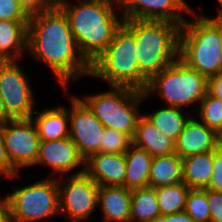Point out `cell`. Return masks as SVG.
Instances as JSON below:
<instances>
[{"label":"cell","mask_w":222,"mask_h":222,"mask_svg":"<svg viewBox=\"0 0 222 222\" xmlns=\"http://www.w3.org/2000/svg\"><path fill=\"white\" fill-rule=\"evenodd\" d=\"M27 52L47 64L66 89L69 80L91 73V64L80 53L68 19L54 5H34L28 22Z\"/></svg>","instance_id":"1"},{"label":"cell","mask_w":222,"mask_h":222,"mask_svg":"<svg viewBox=\"0 0 222 222\" xmlns=\"http://www.w3.org/2000/svg\"><path fill=\"white\" fill-rule=\"evenodd\" d=\"M114 5L119 0L80 1L78 6L66 2L58 7L66 15L77 47L91 64L112 42L124 20L116 17Z\"/></svg>","instance_id":"2"},{"label":"cell","mask_w":222,"mask_h":222,"mask_svg":"<svg viewBox=\"0 0 222 222\" xmlns=\"http://www.w3.org/2000/svg\"><path fill=\"white\" fill-rule=\"evenodd\" d=\"M134 34L139 70L149 79L179 57L181 26L168 21L124 20Z\"/></svg>","instance_id":"3"},{"label":"cell","mask_w":222,"mask_h":222,"mask_svg":"<svg viewBox=\"0 0 222 222\" xmlns=\"http://www.w3.org/2000/svg\"><path fill=\"white\" fill-rule=\"evenodd\" d=\"M194 16L180 28L179 58L208 78L222 72V18Z\"/></svg>","instance_id":"4"},{"label":"cell","mask_w":222,"mask_h":222,"mask_svg":"<svg viewBox=\"0 0 222 222\" xmlns=\"http://www.w3.org/2000/svg\"><path fill=\"white\" fill-rule=\"evenodd\" d=\"M90 76L108 82L111 87L144 91L148 78L139 70L134 34L122 24L108 47L91 63Z\"/></svg>","instance_id":"5"},{"label":"cell","mask_w":222,"mask_h":222,"mask_svg":"<svg viewBox=\"0 0 222 222\" xmlns=\"http://www.w3.org/2000/svg\"><path fill=\"white\" fill-rule=\"evenodd\" d=\"M207 89L208 78L177 57L172 64L148 79L143 92L146 97L158 92L167 106L182 108L200 103Z\"/></svg>","instance_id":"6"},{"label":"cell","mask_w":222,"mask_h":222,"mask_svg":"<svg viewBox=\"0 0 222 222\" xmlns=\"http://www.w3.org/2000/svg\"><path fill=\"white\" fill-rule=\"evenodd\" d=\"M112 90L81 99L105 128L125 133L133 138L139 118V106L146 96L143 91L112 86ZM139 105V106H138Z\"/></svg>","instance_id":"7"},{"label":"cell","mask_w":222,"mask_h":222,"mask_svg":"<svg viewBox=\"0 0 222 222\" xmlns=\"http://www.w3.org/2000/svg\"><path fill=\"white\" fill-rule=\"evenodd\" d=\"M9 222H33L60 214L57 179L44 178L7 194Z\"/></svg>","instance_id":"8"},{"label":"cell","mask_w":222,"mask_h":222,"mask_svg":"<svg viewBox=\"0 0 222 222\" xmlns=\"http://www.w3.org/2000/svg\"><path fill=\"white\" fill-rule=\"evenodd\" d=\"M57 181L60 214H67L70 221L89 219L98 206L100 186L85 173V168L71 174L66 183L59 179Z\"/></svg>","instance_id":"9"},{"label":"cell","mask_w":222,"mask_h":222,"mask_svg":"<svg viewBox=\"0 0 222 222\" xmlns=\"http://www.w3.org/2000/svg\"><path fill=\"white\" fill-rule=\"evenodd\" d=\"M21 69L16 60L0 61V94L12 119L35 117L33 90Z\"/></svg>","instance_id":"10"},{"label":"cell","mask_w":222,"mask_h":222,"mask_svg":"<svg viewBox=\"0 0 222 222\" xmlns=\"http://www.w3.org/2000/svg\"><path fill=\"white\" fill-rule=\"evenodd\" d=\"M0 129L12 167L19 171L18 168L33 166L39 154L40 138L32 118L10 119Z\"/></svg>","instance_id":"11"},{"label":"cell","mask_w":222,"mask_h":222,"mask_svg":"<svg viewBox=\"0 0 222 222\" xmlns=\"http://www.w3.org/2000/svg\"><path fill=\"white\" fill-rule=\"evenodd\" d=\"M68 110L70 136L80 155L86 160L90 155L102 153V139L105 127L93 112L75 95Z\"/></svg>","instance_id":"12"},{"label":"cell","mask_w":222,"mask_h":222,"mask_svg":"<svg viewBox=\"0 0 222 222\" xmlns=\"http://www.w3.org/2000/svg\"><path fill=\"white\" fill-rule=\"evenodd\" d=\"M122 19L168 21L180 26L186 21L182 12L194 13L185 0H119Z\"/></svg>","instance_id":"13"},{"label":"cell","mask_w":222,"mask_h":222,"mask_svg":"<svg viewBox=\"0 0 222 222\" xmlns=\"http://www.w3.org/2000/svg\"><path fill=\"white\" fill-rule=\"evenodd\" d=\"M37 164L51 166L53 169L51 174L54 175L68 173L80 164L82 168H85V159L70 138H63L54 141H40L39 154L35 162V165Z\"/></svg>","instance_id":"14"},{"label":"cell","mask_w":222,"mask_h":222,"mask_svg":"<svg viewBox=\"0 0 222 222\" xmlns=\"http://www.w3.org/2000/svg\"><path fill=\"white\" fill-rule=\"evenodd\" d=\"M85 173L99 186H124L125 154H92L85 160Z\"/></svg>","instance_id":"15"},{"label":"cell","mask_w":222,"mask_h":222,"mask_svg":"<svg viewBox=\"0 0 222 222\" xmlns=\"http://www.w3.org/2000/svg\"><path fill=\"white\" fill-rule=\"evenodd\" d=\"M218 145L217 133L191 117L175 141V153L184 158L192 154L213 151Z\"/></svg>","instance_id":"16"},{"label":"cell","mask_w":222,"mask_h":222,"mask_svg":"<svg viewBox=\"0 0 222 222\" xmlns=\"http://www.w3.org/2000/svg\"><path fill=\"white\" fill-rule=\"evenodd\" d=\"M132 144L146 150L152 157L175 153V141L163 134L144 115L137 119Z\"/></svg>","instance_id":"17"},{"label":"cell","mask_w":222,"mask_h":222,"mask_svg":"<svg viewBox=\"0 0 222 222\" xmlns=\"http://www.w3.org/2000/svg\"><path fill=\"white\" fill-rule=\"evenodd\" d=\"M132 190L124 186H100L98 205L105 222H130Z\"/></svg>","instance_id":"18"},{"label":"cell","mask_w":222,"mask_h":222,"mask_svg":"<svg viewBox=\"0 0 222 222\" xmlns=\"http://www.w3.org/2000/svg\"><path fill=\"white\" fill-rule=\"evenodd\" d=\"M29 21L0 20V61L21 58L27 53Z\"/></svg>","instance_id":"19"},{"label":"cell","mask_w":222,"mask_h":222,"mask_svg":"<svg viewBox=\"0 0 222 222\" xmlns=\"http://www.w3.org/2000/svg\"><path fill=\"white\" fill-rule=\"evenodd\" d=\"M34 122L40 141H54L63 138H69L70 126L68 125L69 116L68 109L65 107L45 109L41 112L35 111Z\"/></svg>","instance_id":"20"},{"label":"cell","mask_w":222,"mask_h":222,"mask_svg":"<svg viewBox=\"0 0 222 222\" xmlns=\"http://www.w3.org/2000/svg\"><path fill=\"white\" fill-rule=\"evenodd\" d=\"M183 182L190 189H207L214 171V150L182 158Z\"/></svg>","instance_id":"21"},{"label":"cell","mask_w":222,"mask_h":222,"mask_svg":"<svg viewBox=\"0 0 222 222\" xmlns=\"http://www.w3.org/2000/svg\"><path fill=\"white\" fill-rule=\"evenodd\" d=\"M152 156L133 144L125 153L126 174L124 187L130 190L149 187Z\"/></svg>","instance_id":"22"},{"label":"cell","mask_w":222,"mask_h":222,"mask_svg":"<svg viewBox=\"0 0 222 222\" xmlns=\"http://www.w3.org/2000/svg\"><path fill=\"white\" fill-rule=\"evenodd\" d=\"M183 182L182 158L176 153L152 158L149 187L159 188Z\"/></svg>","instance_id":"23"},{"label":"cell","mask_w":222,"mask_h":222,"mask_svg":"<svg viewBox=\"0 0 222 222\" xmlns=\"http://www.w3.org/2000/svg\"><path fill=\"white\" fill-rule=\"evenodd\" d=\"M160 216L155 188L132 190L130 222H156Z\"/></svg>","instance_id":"24"},{"label":"cell","mask_w":222,"mask_h":222,"mask_svg":"<svg viewBox=\"0 0 222 222\" xmlns=\"http://www.w3.org/2000/svg\"><path fill=\"white\" fill-rule=\"evenodd\" d=\"M180 109L179 107L165 106V108H160L150 115L145 113L144 116L163 134L176 141L191 118H185Z\"/></svg>","instance_id":"25"},{"label":"cell","mask_w":222,"mask_h":222,"mask_svg":"<svg viewBox=\"0 0 222 222\" xmlns=\"http://www.w3.org/2000/svg\"><path fill=\"white\" fill-rule=\"evenodd\" d=\"M160 215H170L184 211L190 188L184 183L155 189Z\"/></svg>","instance_id":"26"},{"label":"cell","mask_w":222,"mask_h":222,"mask_svg":"<svg viewBox=\"0 0 222 222\" xmlns=\"http://www.w3.org/2000/svg\"><path fill=\"white\" fill-rule=\"evenodd\" d=\"M199 105L201 122L218 133L222 128V100L207 92Z\"/></svg>","instance_id":"27"},{"label":"cell","mask_w":222,"mask_h":222,"mask_svg":"<svg viewBox=\"0 0 222 222\" xmlns=\"http://www.w3.org/2000/svg\"><path fill=\"white\" fill-rule=\"evenodd\" d=\"M184 211H186L195 222H210L207 189H190Z\"/></svg>","instance_id":"28"},{"label":"cell","mask_w":222,"mask_h":222,"mask_svg":"<svg viewBox=\"0 0 222 222\" xmlns=\"http://www.w3.org/2000/svg\"><path fill=\"white\" fill-rule=\"evenodd\" d=\"M33 6L30 0H0V20L29 21Z\"/></svg>","instance_id":"29"},{"label":"cell","mask_w":222,"mask_h":222,"mask_svg":"<svg viewBox=\"0 0 222 222\" xmlns=\"http://www.w3.org/2000/svg\"><path fill=\"white\" fill-rule=\"evenodd\" d=\"M132 145V138L122 132L105 128L102 139V153L125 154Z\"/></svg>","instance_id":"30"},{"label":"cell","mask_w":222,"mask_h":222,"mask_svg":"<svg viewBox=\"0 0 222 222\" xmlns=\"http://www.w3.org/2000/svg\"><path fill=\"white\" fill-rule=\"evenodd\" d=\"M207 189L222 192V146L220 145L214 149V171Z\"/></svg>","instance_id":"31"},{"label":"cell","mask_w":222,"mask_h":222,"mask_svg":"<svg viewBox=\"0 0 222 222\" xmlns=\"http://www.w3.org/2000/svg\"><path fill=\"white\" fill-rule=\"evenodd\" d=\"M210 222H222V192L207 189Z\"/></svg>","instance_id":"32"},{"label":"cell","mask_w":222,"mask_h":222,"mask_svg":"<svg viewBox=\"0 0 222 222\" xmlns=\"http://www.w3.org/2000/svg\"><path fill=\"white\" fill-rule=\"evenodd\" d=\"M19 171H16L7 156L6 148L4 146L2 133L0 129V174H4L7 177H16L20 176Z\"/></svg>","instance_id":"33"},{"label":"cell","mask_w":222,"mask_h":222,"mask_svg":"<svg viewBox=\"0 0 222 222\" xmlns=\"http://www.w3.org/2000/svg\"><path fill=\"white\" fill-rule=\"evenodd\" d=\"M207 92L222 100V72L208 77Z\"/></svg>","instance_id":"34"},{"label":"cell","mask_w":222,"mask_h":222,"mask_svg":"<svg viewBox=\"0 0 222 222\" xmlns=\"http://www.w3.org/2000/svg\"><path fill=\"white\" fill-rule=\"evenodd\" d=\"M156 222H195V221L186 211H182L170 215H160L156 220Z\"/></svg>","instance_id":"35"},{"label":"cell","mask_w":222,"mask_h":222,"mask_svg":"<svg viewBox=\"0 0 222 222\" xmlns=\"http://www.w3.org/2000/svg\"><path fill=\"white\" fill-rule=\"evenodd\" d=\"M0 222H9L6 198L0 200Z\"/></svg>","instance_id":"36"},{"label":"cell","mask_w":222,"mask_h":222,"mask_svg":"<svg viewBox=\"0 0 222 222\" xmlns=\"http://www.w3.org/2000/svg\"><path fill=\"white\" fill-rule=\"evenodd\" d=\"M10 119L12 118L7 114L3 104L2 96L0 94V127L3 126Z\"/></svg>","instance_id":"37"},{"label":"cell","mask_w":222,"mask_h":222,"mask_svg":"<svg viewBox=\"0 0 222 222\" xmlns=\"http://www.w3.org/2000/svg\"><path fill=\"white\" fill-rule=\"evenodd\" d=\"M81 1V0H80ZM82 1H94V0H82ZM67 0H49V4L54 5V6H59L60 4L66 3Z\"/></svg>","instance_id":"38"},{"label":"cell","mask_w":222,"mask_h":222,"mask_svg":"<svg viewBox=\"0 0 222 222\" xmlns=\"http://www.w3.org/2000/svg\"><path fill=\"white\" fill-rule=\"evenodd\" d=\"M34 5L49 4V0H30Z\"/></svg>","instance_id":"39"},{"label":"cell","mask_w":222,"mask_h":222,"mask_svg":"<svg viewBox=\"0 0 222 222\" xmlns=\"http://www.w3.org/2000/svg\"><path fill=\"white\" fill-rule=\"evenodd\" d=\"M219 1V4H220V6H219V8L220 9H218V14H217V17H221L222 18V0H218Z\"/></svg>","instance_id":"40"},{"label":"cell","mask_w":222,"mask_h":222,"mask_svg":"<svg viewBox=\"0 0 222 222\" xmlns=\"http://www.w3.org/2000/svg\"><path fill=\"white\" fill-rule=\"evenodd\" d=\"M217 138H222V128L217 133Z\"/></svg>","instance_id":"41"},{"label":"cell","mask_w":222,"mask_h":222,"mask_svg":"<svg viewBox=\"0 0 222 222\" xmlns=\"http://www.w3.org/2000/svg\"><path fill=\"white\" fill-rule=\"evenodd\" d=\"M218 144L222 146V138H218Z\"/></svg>","instance_id":"42"}]
</instances>
